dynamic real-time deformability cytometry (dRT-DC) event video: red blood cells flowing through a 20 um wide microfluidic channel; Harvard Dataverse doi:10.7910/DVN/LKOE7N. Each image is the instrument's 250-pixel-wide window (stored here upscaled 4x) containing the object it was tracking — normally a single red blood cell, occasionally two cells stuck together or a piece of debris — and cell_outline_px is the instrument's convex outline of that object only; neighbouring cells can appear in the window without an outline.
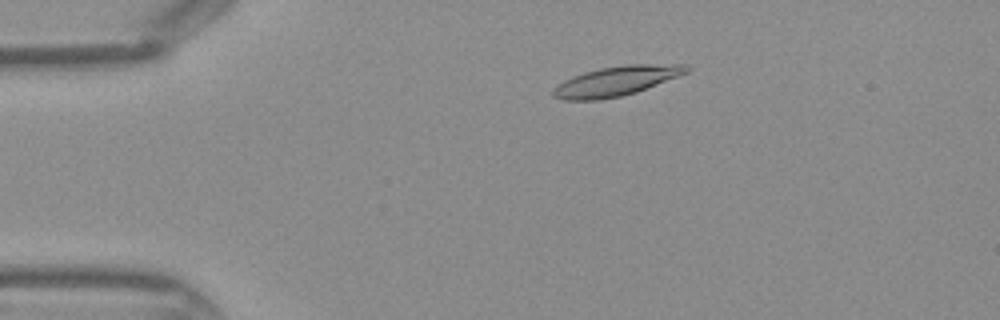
{"species": "Egyptian fruit bat (a non-hibernating species)", "species_latin": "Rousettus aegyptiacus", "temperature_condition": "warm", "stored_images_in_passage": 36, "camera_frame_rate_fps": 3000, "um_per_image_px": 0.085, "frame": {"image": 1, "passage_image": 1, "time_ms": 0.0, "image_size_px": [1000, 320], "cell_outline_px": [[692, 68], [688, 72], [636, 92], [620, 96], [600, 100], [564, 100], [552, 96], [552, 88], [556, 84], [564, 80], [584, 72], [600, 68], [624, 64], [684, 64]], "centroid_in_image_um": [52.35, 6.89], "position_along_channel_um": 32.7, "area_um2": 23.06}}
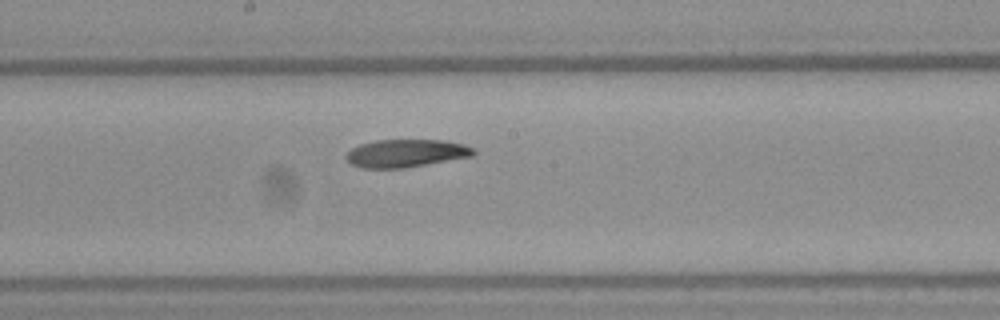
{"frame": {"image": 2, "passage_image": 16, "time_ms": 5.0, "image_size_px": [1000, 320], "cell_outline_px": [[476, 152], [472, 156], [404, 168], [360, 168], [352, 164], [344, 156], [352, 148], [360, 144], [376, 140], [440, 140], [464, 144], [472, 148]], "centroid_in_image_um": [34.48, 13.03], "position_along_channel_um": 213.7, "area_um2": 20.52}}
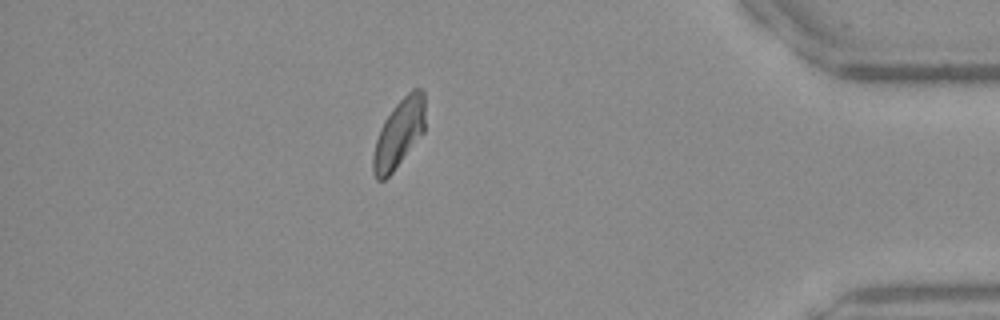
{"frame": {"image": 3, "passage_image": 31, "time_ms": 10.0, "image_size_px": [1000, 320], "cell_outline_px": [[424, 132], [392, 172], [384, 180], [376, 180], [372, 172], [372, 156], [376, 140], [380, 128], [384, 120], [392, 108], [412, 88], [420, 88], [424, 92]], "centroid_in_image_um": [33.89, 11.34], "position_along_channel_um": 401.3, "area_um2": 20.63}}